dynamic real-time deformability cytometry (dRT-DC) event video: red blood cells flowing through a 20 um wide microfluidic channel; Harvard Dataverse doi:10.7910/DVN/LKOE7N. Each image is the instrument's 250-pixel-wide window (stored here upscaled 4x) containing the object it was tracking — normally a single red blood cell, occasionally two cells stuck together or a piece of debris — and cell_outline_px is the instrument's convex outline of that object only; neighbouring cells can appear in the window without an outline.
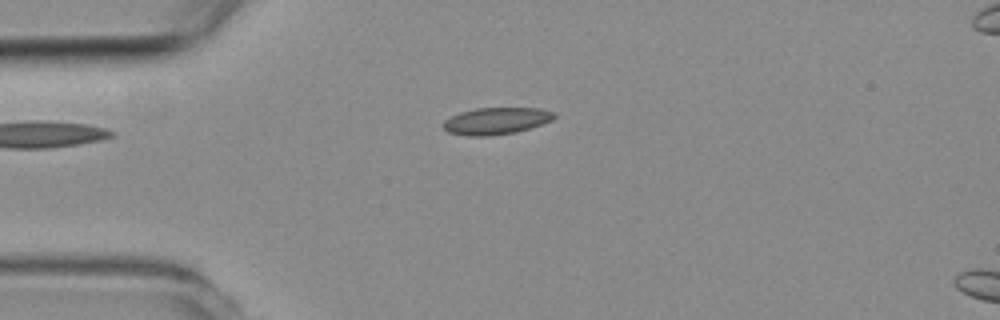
{"species": "common noctule bat (a hibernating species)", "species_latin": "Nyctalus noctula", "temperature_condition": "room temperature", "stored_images_in_passage": 7, "camera_frame_rate_fps": 3000, "um_per_image_px": 0.085, "animal": {"sex": "female", "body_mass_g": 19.3, "forearm_length_mm": 54.1}, "frame": {"image": 1, "passage_image": 2, "time_ms": 2.0, "image_size_px": [1000, 320], "cell_outline_px": [[556, 116], [552, 120], [516, 132], [488, 136], [468, 136], [448, 132], [444, 128], [444, 120], [460, 112], [476, 108], [540, 108], [556, 112]], "centroid_in_image_um": [42.18, 10.27], "position_along_channel_um": 42.8, "area_um2": 17.28}}
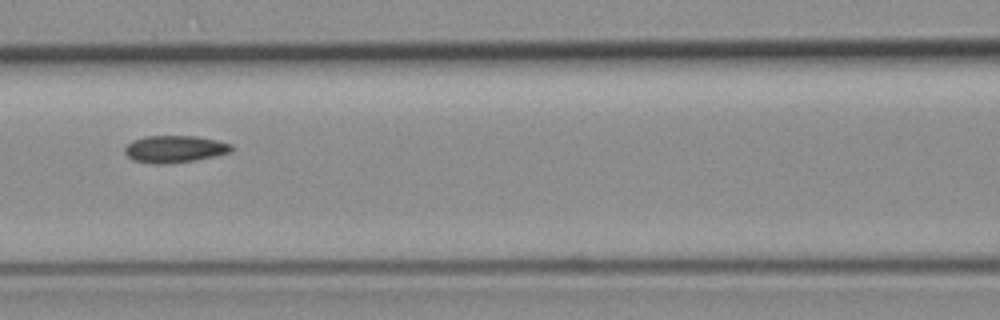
{"frame": {"image": 2, "passage_image": 5, "time_ms": 5.333, "image_size_px": [1000, 320], "cell_outline_px": [[232, 152], [216, 156], [196, 160], [164, 164], [156, 164], [132, 160], [124, 152], [124, 148], [132, 140], [144, 136], [196, 136], [216, 140], [232, 144]], "centroid_in_image_um": [14.85, 12.67], "position_along_channel_um": 151.8, "area_um2": 16.94}}
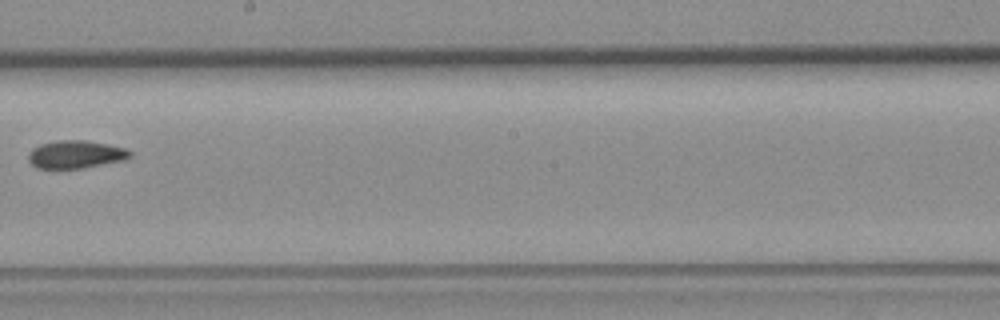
{"frame": {"image": 3, "passage_image": 7, "time_ms": 7.667, "image_size_px": [1000, 320], "cell_outline_px": [[132, 156], [124, 160], [84, 168], [36, 168], [28, 160], [28, 152], [32, 148], [40, 144], [60, 140], [84, 140], [108, 144], [124, 148], [132, 152]], "centroid_in_image_um": [6.43, 13.12], "position_along_channel_um": 241.8, "area_um2": 16.53}}